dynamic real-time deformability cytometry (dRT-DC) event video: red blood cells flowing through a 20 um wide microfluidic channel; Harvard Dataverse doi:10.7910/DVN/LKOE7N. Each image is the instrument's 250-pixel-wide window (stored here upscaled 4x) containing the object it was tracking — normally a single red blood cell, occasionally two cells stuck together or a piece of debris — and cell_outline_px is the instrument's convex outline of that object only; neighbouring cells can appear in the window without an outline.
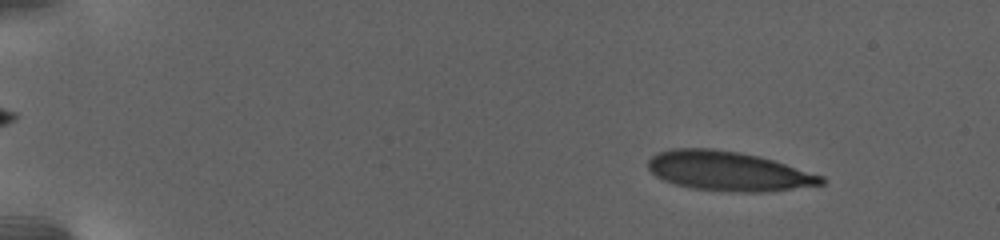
{"species": "human", "species_latin": "Homo sapiens", "temperature_condition": "warm", "stored_images_in_passage": 55, "camera_frame_rate_fps": 3000, "um_per_image_px": 0.085, "donor": {"sex": "female"}, "frame": {"image": 1, "passage_image": 3, "time_ms": 2.0, "image_size_px": [1000, 240], "cell_outline_px": [[828, 180], [824, 184], [764, 192], [728, 192], [692, 188], [676, 184], [664, 180], [656, 176], [648, 168], [648, 160], [652, 156], [660, 152], [672, 148], [712, 148], [740, 152], [772, 160], [824, 176]], "centroid_in_image_um": [61.91, 14.55], "position_along_channel_um": 23.1, "area_um2": 39.71}}
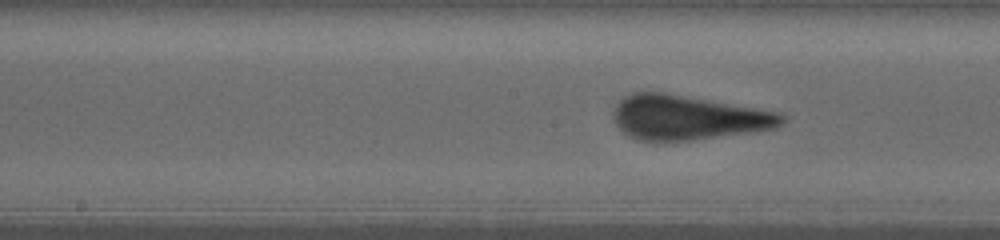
{"frame": {"image": 2, "passage_image": 25, "time_ms": 12.667, "image_size_px": [1000, 240], "cell_outline_px": [[784, 120], [776, 128], [664, 144], [636, 140], [628, 136], [616, 124], [616, 104], [624, 96], [632, 92], [664, 92], [776, 112], [784, 116]], "centroid_in_image_um": [58.39, 10.02], "position_along_channel_um": 189.8, "area_um2": 43.58}}
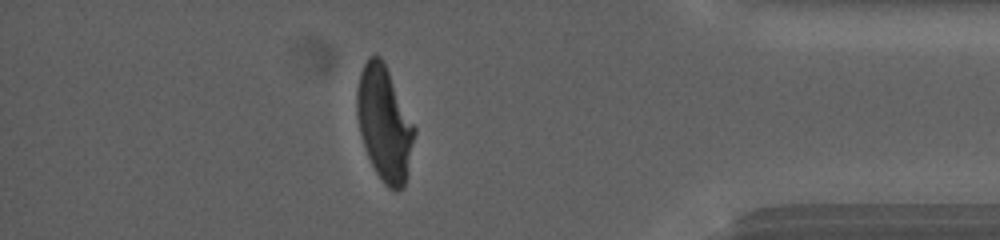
{"frame": {"image": 3, "passage_image": 48, "time_ms": 21.667, "image_size_px": [1000, 240], "cell_outline_px": [[416, 132], [408, 172], [404, 184], [396, 192], [388, 188], [384, 184], [376, 172], [368, 156], [360, 132], [356, 112], [356, 88], [360, 72], [368, 56], [380, 56], [384, 60], [416, 128]], "centroid_in_image_um": [32.68, 10.47], "position_along_channel_um": 402.5, "area_um2": 38.49}, "authors_computed_cell_mechanics": {"area_um2": 41.7316, "velocity_mm_per_s": 2.6825, "shape_relaxation_time_tau1_ms": 6.6018, "shape_relaxation_time_tau2_ms": null, "deformation_change_tau1": 0.2297, "deformation_change_tau2": null}}